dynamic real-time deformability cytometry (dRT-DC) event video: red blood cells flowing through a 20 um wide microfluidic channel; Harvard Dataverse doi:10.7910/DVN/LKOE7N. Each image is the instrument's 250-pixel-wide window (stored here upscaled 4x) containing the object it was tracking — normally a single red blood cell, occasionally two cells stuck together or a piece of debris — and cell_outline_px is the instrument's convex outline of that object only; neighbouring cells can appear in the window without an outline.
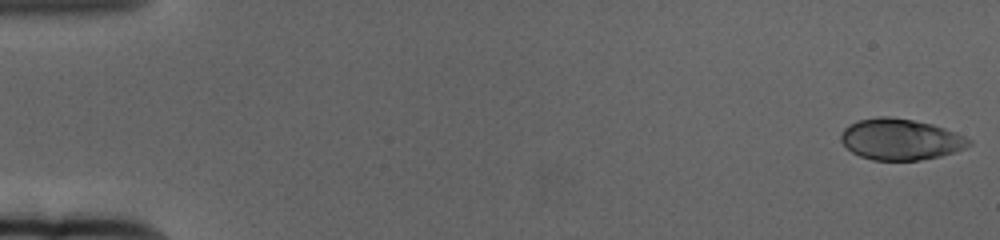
{"species": "human", "species_latin": "Homo sapiens", "temperature_condition": "cold", "stored_images_in_passage": 61, "camera_frame_rate_fps": 3000, "um_per_image_px": 0.085, "donor": {"sex": "female"}, "frame": {"image": 1, "passage_image": 1, "time_ms": 0.0, "image_size_px": [1000, 240], "cell_outline_px": [[972, 144], [964, 148], [940, 156], [920, 160], [872, 160], [860, 156], [852, 152], [840, 140], [840, 132], [848, 124], [856, 120], [880, 116], [888, 116], [912, 120], [932, 124], [956, 132], [972, 140]], "centroid_in_image_um": [76.51, 11.84], "position_along_channel_um": 8.5, "area_um2": 30.75}}
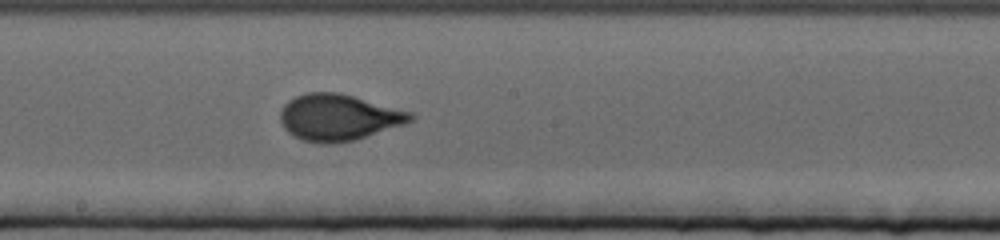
{"frame": {"image": 2, "passage_image": 34, "time_ms": 11.0, "image_size_px": [1000, 240], "cell_outline_px": [[416, 116], [412, 120], [404, 124], [356, 140], [332, 144], [324, 144], [300, 140], [292, 136], [284, 128], [280, 120], [280, 112], [284, 104], [288, 100], [296, 96], [308, 92], [336, 92], [352, 96], [412, 112]], "centroid_in_image_um": [28.75, 9.99], "position_along_channel_um": 219.5, "area_um2": 35.26}}
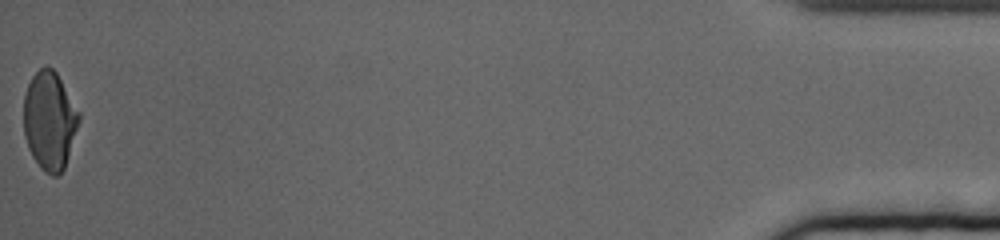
{"frame": {"image": 3, "passage_image": 61, "time_ms": 20.0, "image_size_px": [1000, 240], "cell_outline_px": [[80, 120], [64, 168], [56, 176], [52, 176], [40, 168], [32, 156], [28, 148], [24, 136], [24, 96], [28, 84], [32, 76], [44, 64], [52, 68], [56, 72], [80, 112]], "centroid_in_image_um": [4.21, 10.24], "position_along_channel_um": 431.0, "area_um2": 31.67}, "authors_computed_cell_mechanics": {"area_um2": 33.235, "velocity_mm_per_s": 3.3465, "shape_relaxation_time_tau1_ms": 4.5644, "shape_relaxation_time_tau2_ms": null, "deformation_change_tau1": 0.169, "deformation_change_tau2": null}}